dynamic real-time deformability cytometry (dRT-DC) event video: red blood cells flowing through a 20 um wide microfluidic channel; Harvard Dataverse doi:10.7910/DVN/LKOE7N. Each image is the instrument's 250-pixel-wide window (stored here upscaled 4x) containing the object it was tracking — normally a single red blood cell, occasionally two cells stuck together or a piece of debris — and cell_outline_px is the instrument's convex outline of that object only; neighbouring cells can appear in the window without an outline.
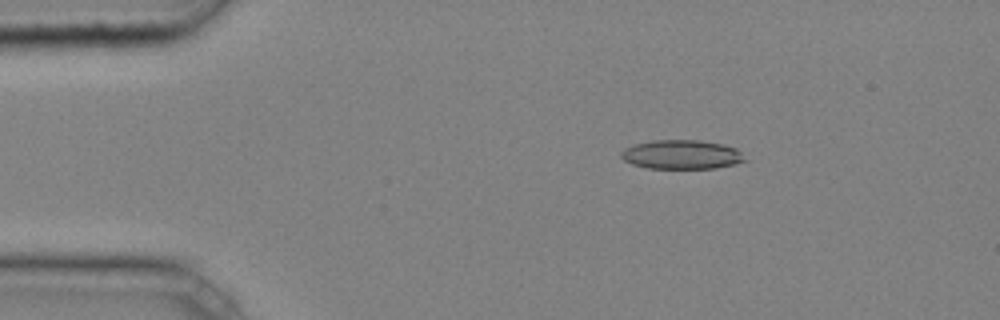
{"species": "common noctule bat (a hibernating species)", "species_latin": "Nyctalus noctula", "temperature_condition": "cold", "stored_images_in_passage": 6, "camera_frame_rate_fps": 3000, "um_per_image_px": 0.085, "animal": {"sex": "male", "body_mass_g": 20.4}, "frame": {"image": 1, "passage_image": 3, "time_ms": 0.667, "image_size_px": [1000, 320], "cell_outline_px": [[748, 160], [736, 164], [716, 168], [648, 168], [632, 164], [624, 160], [620, 156], [620, 152], [624, 148], [632, 144], [652, 140], [700, 140], [724, 144], [736, 148]], "centroid_in_image_um": [57.93, 13.13], "position_along_channel_um": 27.1, "area_um2": 21.21}}
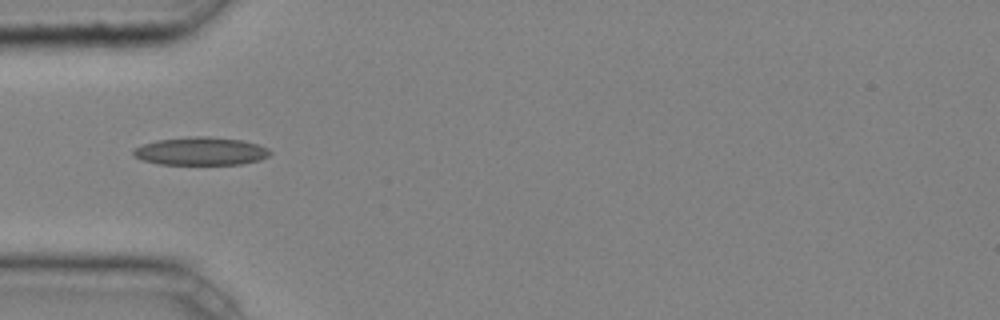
{"frame": {"image": 2, "passage_image": 5, "time_ms": 1.333, "image_size_px": [1000, 320], "cell_outline_px": [[272, 152], [268, 156], [260, 160], [240, 164], [160, 164], [144, 160], [132, 156], [132, 152], [136, 148], [144, 144], [156, 140], [196, 136], [208, 136], [240, 140], [256, 144], [268, 148]], "centroid_in_image_um": [17.07, 12.85], "position_along_channel_um": 67.9, "area_um2": 22.14}}
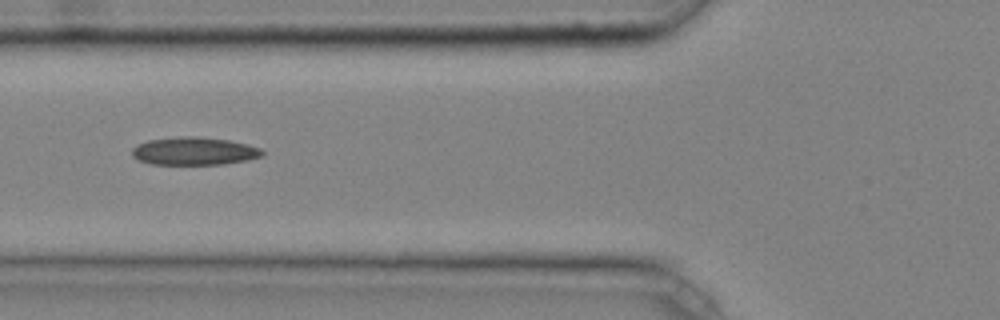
{"frame": {"image": 3, "passage_image": 6, "time_ms": 1.667, "image_size_px": [1000, 320], "cell_outline_px": [[264, 156], [248, 160], [224, 164], [152, 164], [140, 160], [132, 156], [132, 148], [136, 144], [148, 140], [180, 136], [196, 136], [228, 140], [248, 144], [260, 148], [264, 152]], "centroid_in_image_um": [16.52, 12.84], "position_along_channel_um": 109.3, "area_um2": 21.27}}